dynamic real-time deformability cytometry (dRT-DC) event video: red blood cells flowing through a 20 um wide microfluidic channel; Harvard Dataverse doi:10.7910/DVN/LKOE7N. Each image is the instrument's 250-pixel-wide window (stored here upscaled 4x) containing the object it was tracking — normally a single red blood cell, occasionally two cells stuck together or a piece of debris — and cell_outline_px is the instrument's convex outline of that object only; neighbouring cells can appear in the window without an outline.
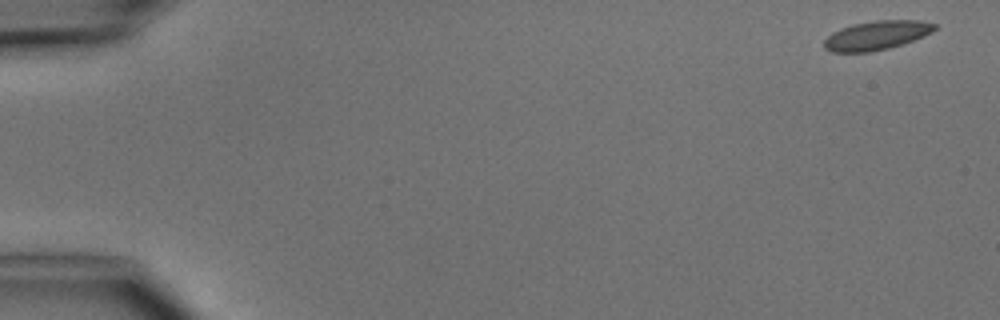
{"species": "common noctule bat (a hibernating species)", "species_latin": "Nyctalus noctula", "temperature_condition": "cold", "stored_images_in_passage": 5, "camera_frame_rate_fps": 3000, "um_per_image_px": 0.085, "animal": {"sex": "male", "body_mass_g": 15.6}, "frame": {"image": 1, "passage_image": 1, "time_ms": 0.0, "image_size_px": [1000, 320], "cell_outline_px": [[936, 28], [932, 32], [924, 36], [888, 48], [872, 52], [832, 52], [824, 48], [824, 40], [832, 32], [840, 28], [852, 24], [872, 20], [920, 20], [936, 24]], "centroid_in_image_um": [74.48, 2.99], "position_along_channel_um": 10.5, "area_um2": 18.73}}
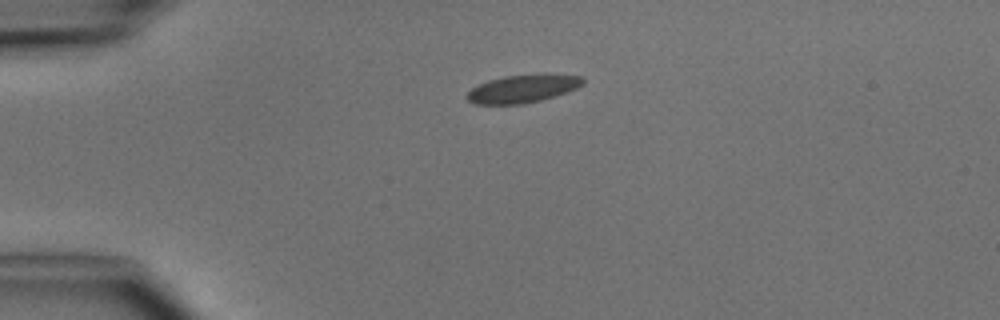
{"frame": {"image": 2, "passage_image": 4, "time_ms": 3.333, "image_size_px": [1000, 320], "cell_outline_px": [[584, 84], [576, 88], [556, 96], [524, 104], [476, 104], [468, 100], [464, 96], [472, 88], [488, 80], [504, 76], [536, 72], [544, 72], [584, 76]], "centroid_in_image_um": [44.49, 7.5], "position_along_channel_um": 40.5, "area_um2": 19.48}}